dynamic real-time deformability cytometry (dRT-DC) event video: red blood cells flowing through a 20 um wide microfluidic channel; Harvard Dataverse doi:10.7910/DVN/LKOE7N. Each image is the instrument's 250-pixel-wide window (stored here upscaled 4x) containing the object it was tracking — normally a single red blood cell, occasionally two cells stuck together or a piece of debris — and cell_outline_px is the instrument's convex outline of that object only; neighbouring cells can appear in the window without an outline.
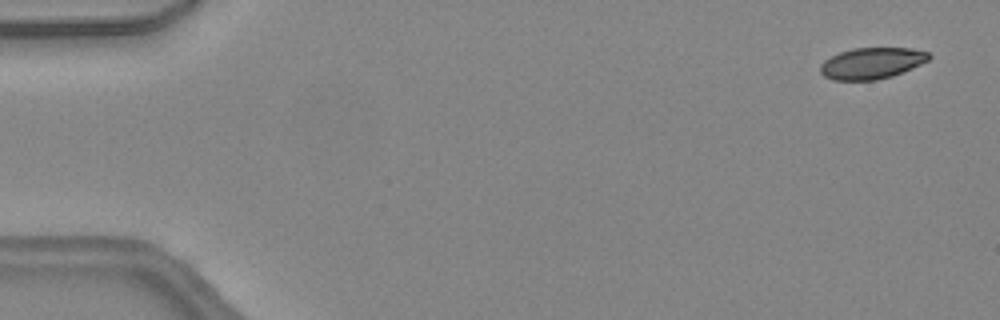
{"species": "common noctule bat (a hibernating species)", "species_latin": "Nyctalus noctula", "temperature_condition": "warm", "stored_images_in_passage": 14, "camera_frame_rate_fps": 3000, "um_per_image_px": 0.085, "animal": {"sex": "female", "body_mass_g": 24.6, "forearm_length_mm": 56.2}, "frame": {"image": 1, "passage_image": 3, "time_ms": 0.667, "image_size_px": [1000, 320], "cell_outline_px": [[932, 56], [928, 60], [912, 68], [892, 76], [876, 80], [832, 80], [824, 76], [820, 72], [820, 64], [824, 60], [840, 52], [852, 48], [912, 48], [928, 52]], "centroid_in_image_um": [74.09, 5.37], "position_along_channel_um": 10.9, "area_um2": 19.83}}